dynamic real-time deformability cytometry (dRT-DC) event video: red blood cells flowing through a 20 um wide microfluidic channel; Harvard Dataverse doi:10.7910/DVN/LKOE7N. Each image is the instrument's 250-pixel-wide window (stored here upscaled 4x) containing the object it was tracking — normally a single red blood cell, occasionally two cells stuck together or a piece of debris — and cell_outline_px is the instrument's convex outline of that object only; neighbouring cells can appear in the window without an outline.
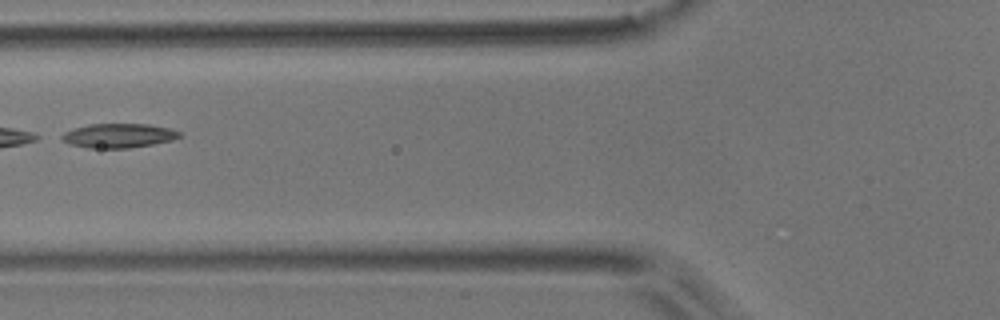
{"species": "common noctule bat (a hibernating species)", "species_latin": "Nyctalus noctula", "temperature_condition": "room temperature", "stored_images_in_passage": 5, "camera_frame_rate_fps": 3000, "um_per_image_px": 0.085, "animal": {"sex": "male", "body_mass_g": 17.9}, "frame": {"image": 1, "passage_image": 4, "time_ms": 1.0, "image_size_px": [1000, 320], "cell_outline_px": [[184, 136], [172, 140], [152, 144], [128, 148], [88, 148], [68, 144], [60, 140], [56, 136], [72, 128], [88, 124], [148, 124], [168, 128], [180, 132]], "centroid_in_image_um": [9.99, 11.53], "position_along_channel_um": 115.8, "area_um2": 16.94}}
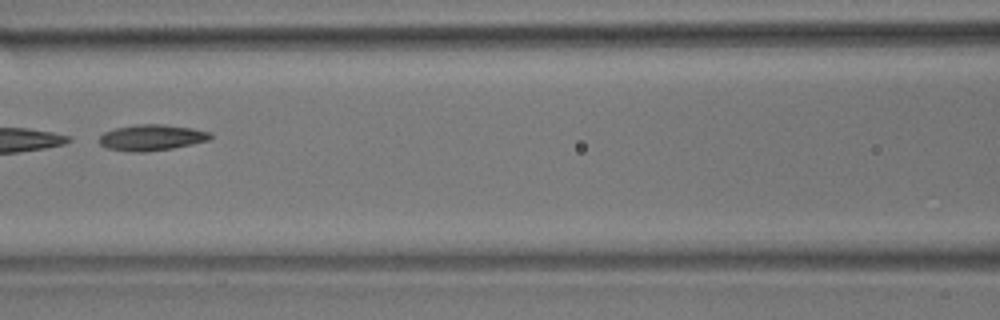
{"frame": {"image": 2, "passage_image": 5, "time_ms": 1.333, "image_size_px": [1000, 320], "cell_outline_px": [[212, 136], [208, 140], [192, 144], [172, 148], [144, 152], [132, 152], [108, 148], [100, 144], [100, 136], [104, 132], [116, 128], [136, 124], [164, 124], [192, 128], [212, 132]], "centroid_in_image_um": [12.91, 11.68], "position_along_channel_um": 153.7, "area_um2": 16.76}}